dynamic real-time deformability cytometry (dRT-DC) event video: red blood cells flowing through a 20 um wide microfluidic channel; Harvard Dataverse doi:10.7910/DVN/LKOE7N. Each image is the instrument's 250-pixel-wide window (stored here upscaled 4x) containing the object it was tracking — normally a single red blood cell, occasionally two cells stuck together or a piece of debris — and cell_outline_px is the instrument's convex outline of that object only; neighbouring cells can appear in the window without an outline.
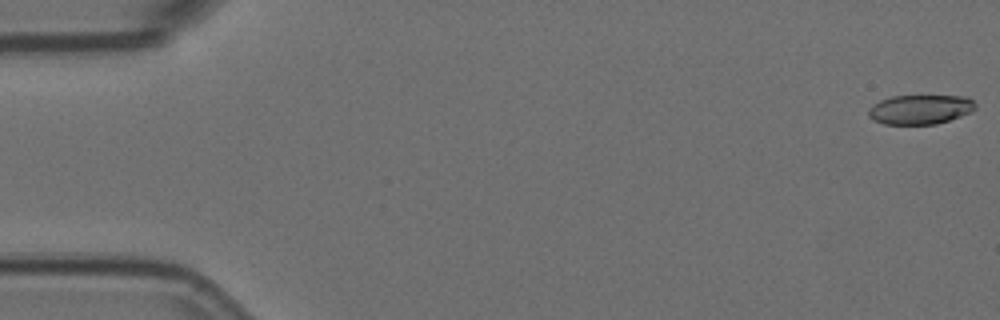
{"species": "Egyptian fruit bat (a non-hibernating species)", "species_latin": "Rousettus aegyptiacus", "temperature_condition": "room temperature", "stored_images_in_passage": 5, "camera_frame_rate_fps": 3000, "um_per_image_px": 0.085, "animal": {"sex": "female"}, "frame": {"image": 1, "passage_image": 1, "time_ms": 0.0, "image_size_px": [1000, 320], "cell_outline_px": [[976, 108], [972, 112], [936, 124], [884, 124], [872, 120], [868, 116], [868, 108], [872, 104], [880, 100], [892, 96], [968, 96], [976, 104]], "centroid_in_image_um": [78.2, 9.3], "position_along_channel_um": 6.8, "area_um2": 18.5}}
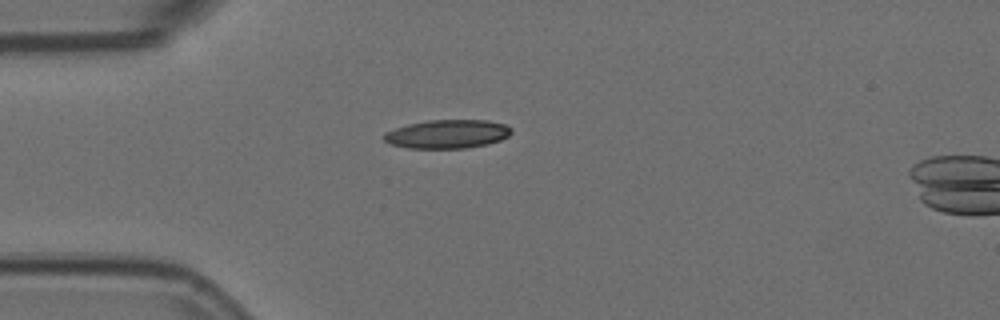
{"frame": {"image": 2, "passage_image": 5, "time_ms": 1.333, "image_size_px": [1000, 320], "cell_outline_px": [[512, 132], [508, 136], [500, 140], [488, 144], [464, 148], [408, 148], [388, 144], [380, 136], [384, 132], [408, 124], [428, 120], [488, 120], [504, 124], [512, 128]], "centroid_in_image_um": [37.99, 11.39], "position_along_channel_um": 47.0, "area_um2": 21.44}}